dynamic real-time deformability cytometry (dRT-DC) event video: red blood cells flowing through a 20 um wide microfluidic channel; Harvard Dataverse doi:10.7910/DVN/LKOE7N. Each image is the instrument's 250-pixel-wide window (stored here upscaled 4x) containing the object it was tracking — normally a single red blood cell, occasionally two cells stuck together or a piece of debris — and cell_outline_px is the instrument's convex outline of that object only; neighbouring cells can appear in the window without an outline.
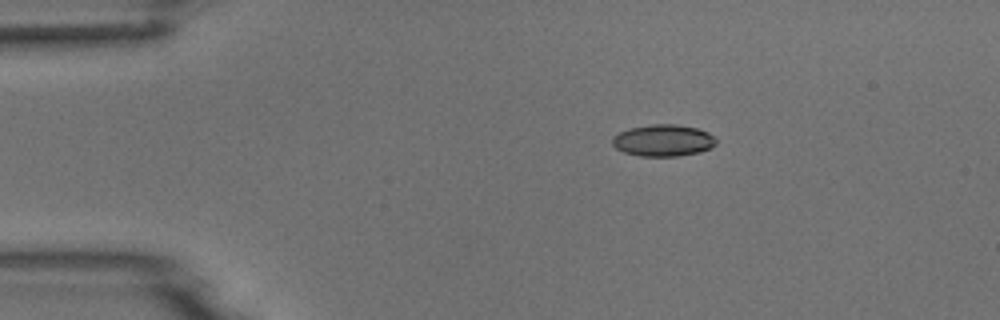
{"species": "common noctule bat (a hibernating species)", "species_latin": "Nyctalus noctula", "temperature_condition": "room temperature", "stored_images_in_passage": 4, "camera_frame_rate_fps": 3000, "um_per_image_px": 0.085, "animal": {"sex": "male", "body_mass_g": 18.8}, "frame": {"image": 1, "passage_image": 1, "time_ms": 0.0, "image_size_px": [1000, 320], "cell_outline_px": [[716, 144], [700, 152], [676, 156], [640, 156], [624, 152], [616, 148], [612, 144], [612, 136], [628, 128], [652, 124], [676, 124], [696, 128], [708, 132], [716, 140]], "centroid_in_image_um": [56.34, 11.93], "position_along_channel_um": 28.7, "area_um2": 19.13}}